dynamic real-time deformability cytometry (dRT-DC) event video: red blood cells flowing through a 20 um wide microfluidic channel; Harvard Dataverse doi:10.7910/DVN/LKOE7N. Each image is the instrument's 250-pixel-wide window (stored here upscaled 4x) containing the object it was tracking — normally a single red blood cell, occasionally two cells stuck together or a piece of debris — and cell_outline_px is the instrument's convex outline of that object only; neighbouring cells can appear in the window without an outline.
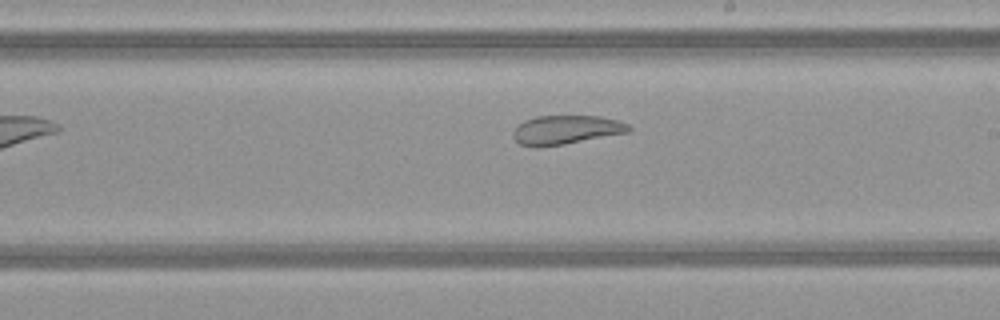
{"species": "common noctule bat (a hibernating species)", "species_latin": "Nyctalus noctula", "temperature_condition": "warm", "stored_images_in_passage": 28, "camera_frame_rate_fps": 3000, "um_per_image_px": 0.085, "animal": {"sex": "female", "body_mass_g": 21.9}, "frame": {"image": 1, "passage_image": 13, "time_ms": 4.0, "image_size_px": [1000, 320], "cell_outline_px": [[632, 128], [628, 132], [564, 144], [520, 144], [512, 136], [512, 132], [524, 120], [536, 116], [600, 116], [620, 120], [628, 124]], "centroid_in_image_um": [48.18, 10.99], "position_along_channel_um": 240.8, "area_um2": 18.9}}